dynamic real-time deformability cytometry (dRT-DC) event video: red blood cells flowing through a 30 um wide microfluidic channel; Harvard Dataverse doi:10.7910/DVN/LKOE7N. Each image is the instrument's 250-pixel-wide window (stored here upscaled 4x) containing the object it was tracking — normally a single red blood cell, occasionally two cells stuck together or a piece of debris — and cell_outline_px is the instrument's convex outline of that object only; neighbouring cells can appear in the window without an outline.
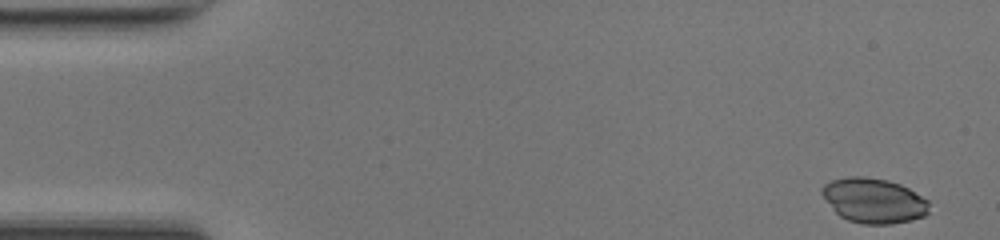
{"species": "common noctule bat (a hibernating species)", "species_latin": "Nyctalus noctula", "temperature_condition": "room temperature", "stored_images_in_passage": 48, "segment_of_instrument_passage": [1, 2], "camera_frame_rate_fps": 3000, "um_per_image_px": 0.085, "animal": {"sex": "female", "body_mass_g": 17.0, "forearm_length_mm": 48.0}, "frame": {"image": 1, "passage_image": 1, "time_ms": 0.0, "image_size_px": [1000, 240], "cell_outline_px": [[928, 212], [924, 216], [912, 220], [892, 224], [860, 224], [848, 220], [840, 216], [836, 212], [820, 192], [820, 188], [824, 184], [832, 180], [848, 176], [864, 176], [888, 180], [900, 184], [908, 188], [928, 200]], "centroid_in_image_um": [74.26, 17.05], "position_along_channel_um": 10.7, "area_um2": 28.09}}
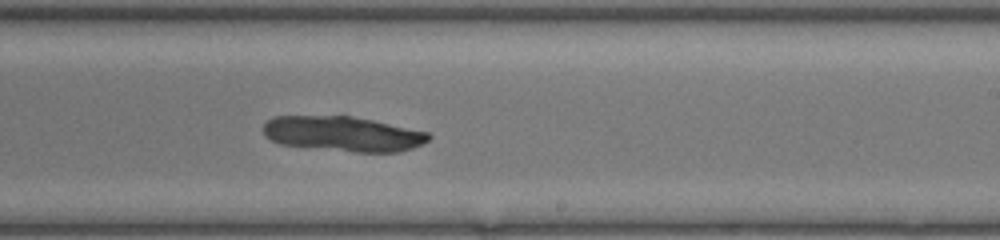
{"frame": {"image": 2, "passage_image": 28, "time_ms": 9.0, "image_size_px": [1000, 240], "cell_outline_px": [[432, 136], [428, 140], [412, 148], [400, 152], [356, 152], [280, 144], [264, 136], [264, 124], [272, 116], [352, 116], [372, 120], [428, 132]], "centroid_in_image_um": [29.14, 11.37], "position_along_channel_um": 259.9, "area_um2": 33.52}}
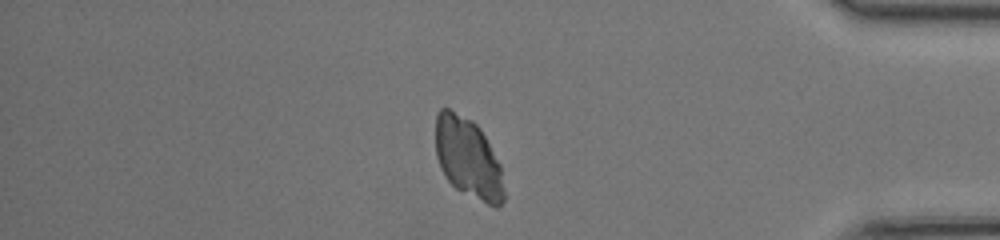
{"frame": {"image": 3, "passage_image": 40, "time_ms": 13.0, "image_size_px": [1000, 240], "cell_outline_px": [[504, 200], [496, 208], [456, 188], [444, 176], [440, 168], [436, 156], [436, 116], [440, 108], [448, 108], [472, 120], [480, 128], [500, 164], [504, 192]], "centroid_in_image_um": [39.77, 13.42], "position_along_channel_um": 395.4, "area_um2": 31.79}}